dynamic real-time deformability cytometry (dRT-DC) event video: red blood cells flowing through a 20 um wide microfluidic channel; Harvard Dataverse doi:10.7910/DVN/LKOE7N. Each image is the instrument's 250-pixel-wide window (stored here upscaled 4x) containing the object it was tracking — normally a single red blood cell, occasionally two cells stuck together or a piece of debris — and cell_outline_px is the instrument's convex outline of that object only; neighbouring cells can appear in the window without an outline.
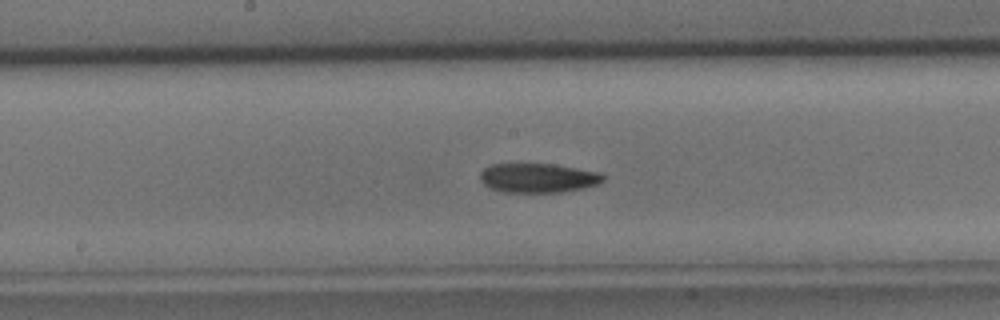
{"species": "common noctule bat (a hibernating species)", "species_latin": "Nyctalus noctula", "temperature_condition": "cold", "stored_images_in_passage": 25, "camera_frame_rate_fps": 3000, "um_per_image_px": 0.085, "animal": {"sex": "male", "body_mass_g": 15.6}, "frame": {"image": 1, "passage_image": 10, "time_ms": 3.0, "image_size_px": [1000, 320], "cell_outline_px": [[604, 180], [596, 184], [580, 188], [560, 192], [500, 192], [484, 184], [480, 180], [480, 172], [484, 168], [492, 164], [552, 164], [600, 172], [604, 176]], "centroid_in_image_um": [45.69, 15.12], "position_along_channel_um": 202.5, "area_um2": 20.81}}
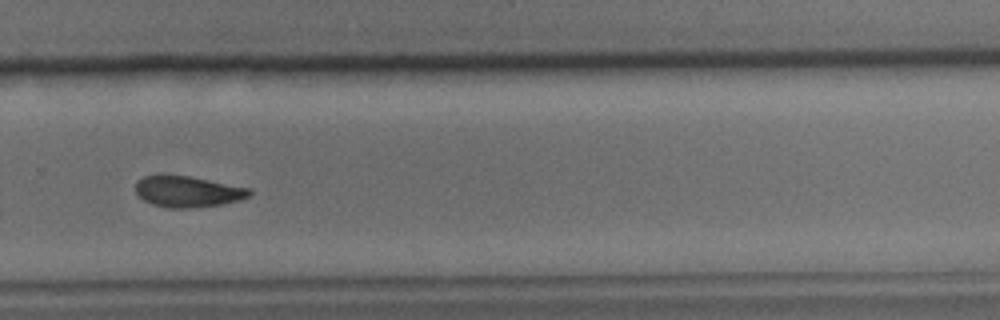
{"frame": {"image": 2, "passage_image": 17, "time_ms": 5.333, "image_size_px": [1000, 320], "cell_outline_px": [[252, 192], [248, 196], [240, 200], [220, 204], [188, 208], [168, 208], [152, 204], [144, 200], [136, 192], [136, 180], [144, 176], [160, 172], [164, 172], [188, 176], [248, 188]], "centroid_in_image_um": [15.86, 16.25], "position_along_channel_um": 313.9, "area_um2": 20.81}}
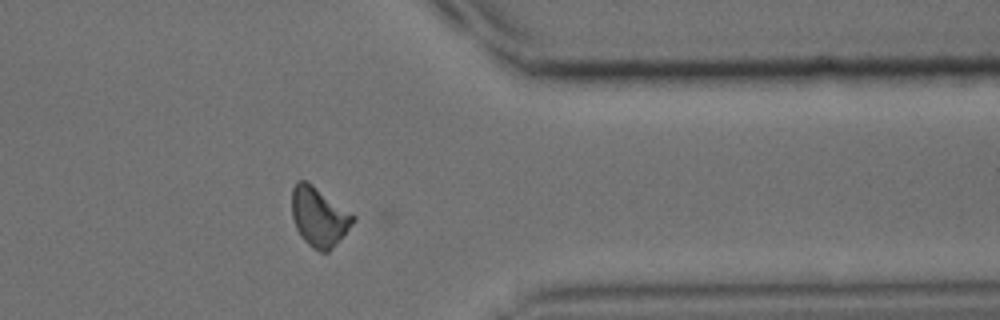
{"frame": {"image": 3, "passage_image": 22, "time_ms": 7.0, "image_size_px": [1000, 320], "cell_outline_px": [[356, 220], [332, 248], [328, 252], [320, 252], [312, 248], [300, 236], [296, 228], [292, 216], [292, 188], [296, 180], [304, 180], [312, 184], [356, 216]], "centroid_in_image_um": [27.1, 18.42], "position_along_channel_um": 384.3, "area_um2": 21.1}}